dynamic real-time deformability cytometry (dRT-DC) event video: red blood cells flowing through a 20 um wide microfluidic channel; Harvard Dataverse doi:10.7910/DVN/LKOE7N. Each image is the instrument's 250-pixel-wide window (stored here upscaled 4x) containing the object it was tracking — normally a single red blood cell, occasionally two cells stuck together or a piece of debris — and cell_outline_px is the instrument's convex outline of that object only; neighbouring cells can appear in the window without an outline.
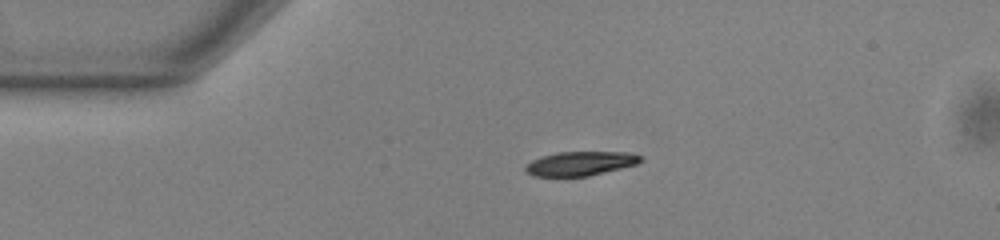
{"species": "common noctule bat (a hibernating species)", "species_latin": "Nyctalus noctula", "temperature_condition": "warm", "stored_images_in_passage": 42, "camera_frame_rate_fps": 3000, "um_per_image_px": 0.085, "animal": {"sex": "male", "body_mass_g": 13.0, "forearm_length_mm": 53.1}, "frame": {"image": 1, "passage_image": 1, "time_ms": 0.0, "image_size_px": [1000, 240], "cell_outline_px": [[644, 160], [636, 164], [588, 176], [532, 176], [524, 168], [532, 160], [556, 152], [628, 152], [644, 156]], "centroid_in_image_um": [49.38, 13.89], "position_along_channel_um": 35.6, "area_um2": 16.07}}
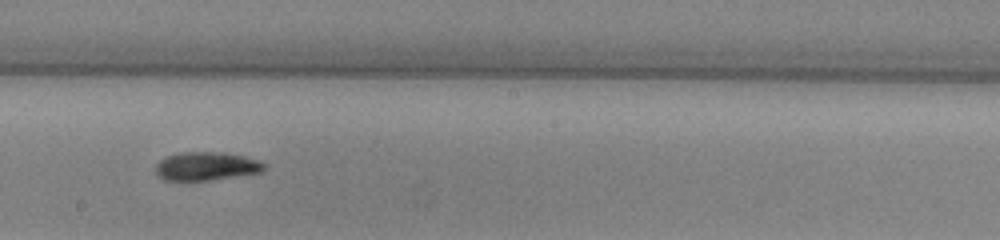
{"frame": {"image": 2, "passage_image": 19, "time_ms": 6.0, "image_size_px": [1000, 240], "cell_outline_px": [[264, 172], [212, 180], [164, 180], [156, 176], [156, 164], [160, 160], [168, 156], [180, 152], [224, 152], [244, 156], [256, 160], [264, 164]], "centroid_in_image_um": [17.52, 14.13], "position_along_channel_um": 230.7, "area_um2": 18.03}}
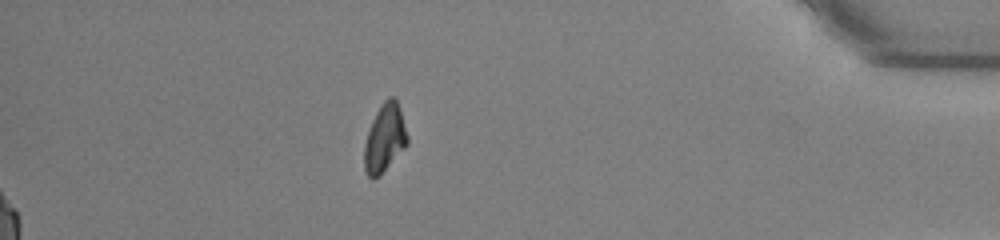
{"frame": {"image": 3, "passage_image": 36, "time_ms": 11.667, "image_size_px": [1000, 240], "cell_outline_px": [[408, 144], [380, 176], [372, 180], [368, 176], [364, 168], [364, 144], [372, 120], [376, 112], [384, 100], [388, 96], [392, 96], [396, 100], [408, 136]], "centroid_in_image_um": [32.68, 11.78], "position_along_channel_um": 402.5, "area_um2": 16.99}, "authors_computed_cell_mechanics": {"area_um2": 17.6001, "velocity_mm_per_s": 3.8712, "shape_relaxation_time_tau1_ms": 3.6941, "shape_relaxation_time_tau2_ms": 4.1037, "deformation_change_tau1": 0.1391, "deformation_change_tau2": 0.0771}}